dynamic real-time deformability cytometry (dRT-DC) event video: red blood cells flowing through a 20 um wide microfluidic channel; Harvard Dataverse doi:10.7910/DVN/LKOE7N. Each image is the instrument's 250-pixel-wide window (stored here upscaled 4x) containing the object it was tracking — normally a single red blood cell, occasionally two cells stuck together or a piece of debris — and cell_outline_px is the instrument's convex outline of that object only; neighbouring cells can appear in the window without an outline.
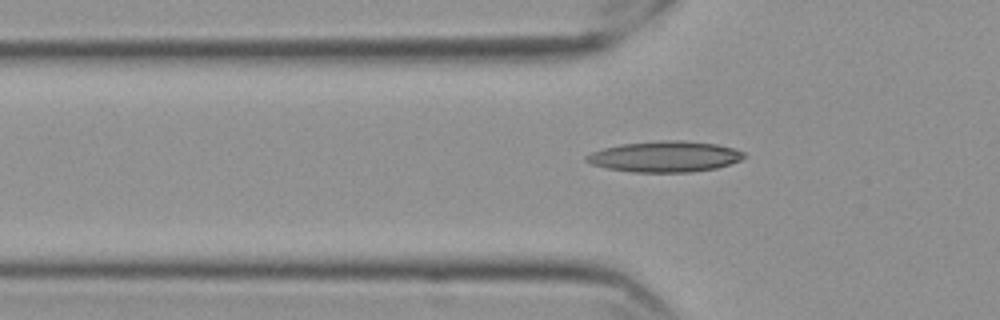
{"species": "Egyptian fruit bat (a non-hibernating species)", "species_latin": "Rousettus aegyptiacus", "temperature_condition": "cold", "stored_images_in_passage": 38, "camera_frame_rate_fps": 3000, "um_per_image_px": 0.085, "frame": {"image": 1, "passage_image": 7, "time_ms": 2.0, "image_size_px": [1000, 320], "cell_outline_px": [[744, 156], [740, 160], [716, 168], [692, 172], [632, 172], [608, 168], [592, 164], [584, 160], [584, 156], [592, 152], [604, 148], [620, 144], [660, 140], [680, 140], [716, 144], [732, 148], [744, 152]], "centroid_in_image_um": [56.48, 13.31], "position_along_channel_um": 69.3, "area_um2": 28.21}}
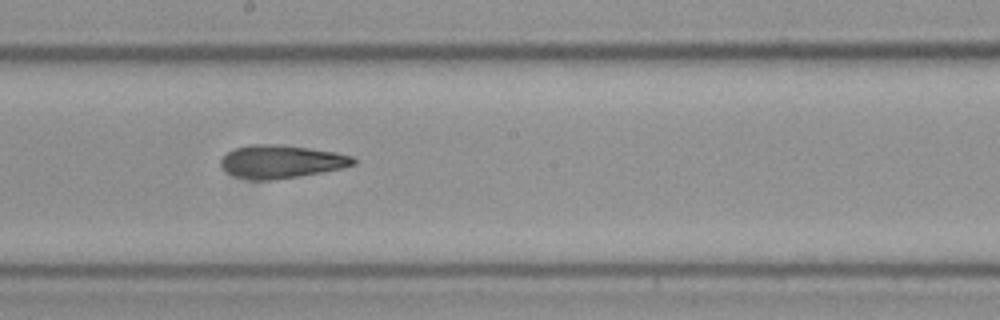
{"frame": {"image": 2, "passage_image": 20, "time_ms": 6.333, "image_size_px": [1000, 320], "cell_outline_px": [[356, 164], [340, 168], [320, 172], [272, 180], [252, 180], [236, 176], [228, 172], [220, 164], [220, 160], [228, 152], [236, 148], [252, 144], [276, 144], [308, 148], [336, 152], [352, 156], [356, 160]], "centroid_in_image_um": [23.9, 13.73], "position_along_channel_um": 224.3, "area_um2": 25.14}}
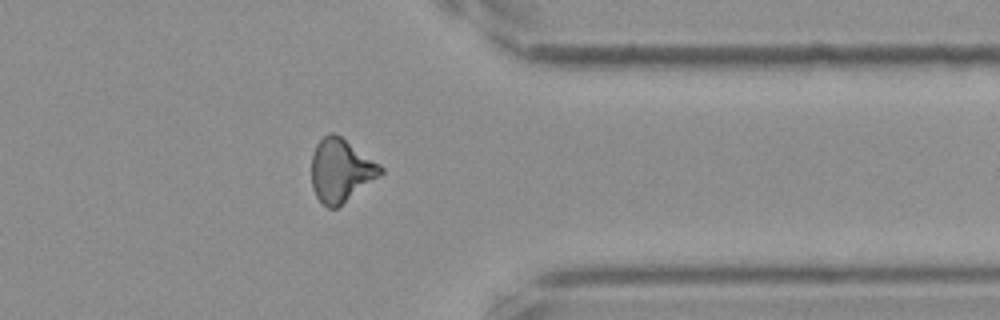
{"frame": {"image": 3, "passage_image": 34, "time_ms": 11.0, "image_size_px": [1000, 320], "cell_outline_px": [[384, 172], [380, 176], [336, 208], [328, 208], [316, 196], [312, 188], [312, 152], [316, 144], [328, 132], [332, 132], [340, 136], [380, 164], [384, 168]], "centroid_in_image_um": [28.96, 14.47], "position_along_channel_um": 382.4, "area_um2": 25.2}, "authors_computed_cell_mechanics": {"area_um2": 25.0852, "velocity_mm_per_s": 3.5583, "shape_relaxation_time_tau1_ms": 6.0037, "shape_relaxation_time_tau2_ms": 5.253, "deformation_change_tau1": 0.1563, "deformation_change_tau2": 0.1556}}